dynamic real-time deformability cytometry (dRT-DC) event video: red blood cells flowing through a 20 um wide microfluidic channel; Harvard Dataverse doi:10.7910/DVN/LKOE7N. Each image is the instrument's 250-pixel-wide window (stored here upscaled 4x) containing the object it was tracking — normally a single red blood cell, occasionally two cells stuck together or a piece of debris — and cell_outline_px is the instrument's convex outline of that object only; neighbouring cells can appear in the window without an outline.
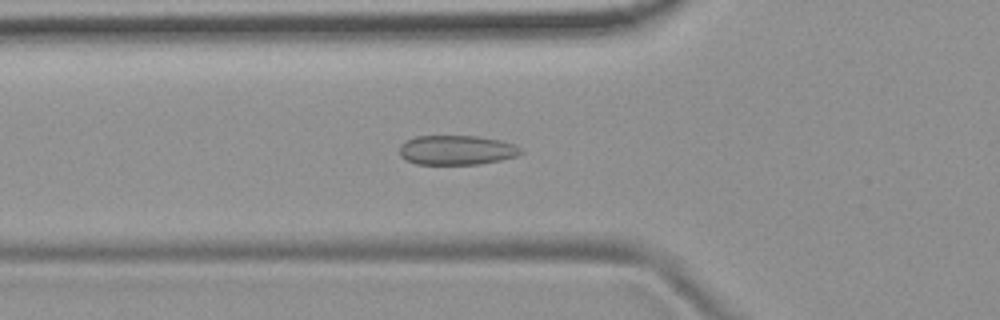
{"species": "common noctule bat (a hibernating species)", "species_latin": "Nyctalus noctula", "temperature_condition": "room temperature", "stored_images_in_passage": 52, "camera_frame_rate_fps": 3000, "um_per_image_px": 0.085, "animal": {"sex": "female", "body_mass_g": 19.9}, "frame": {"image": 1, "passage_image": 17, "time_ms": 5.333, "image_size_px": [1000, 320], "cell_outline_px": [[524, 152], [516, 156], [500, 160], [480, 164], [416, 164], [404, 160], [400, 156], [400, 144], [416, 136], [476, 136], [500, 140], [516, 144]], "centroid_in_image_um": [38.81, 12.76], "position_along_channel_um": 87.0, "area_um2": 20.98}}
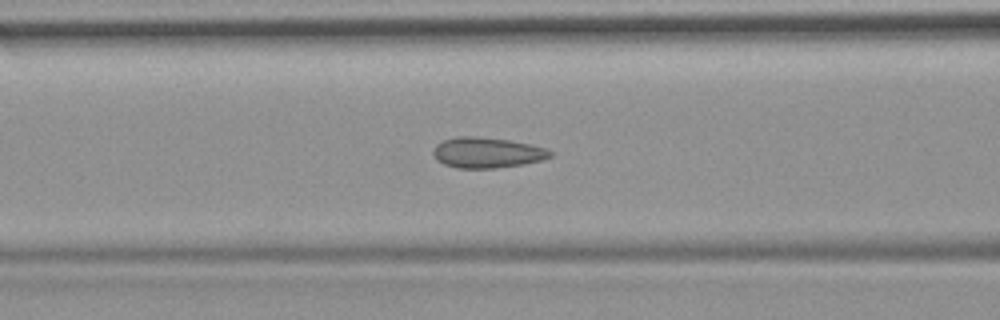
{"frame": {"image": 2, "passage_image": 20, "time_ms": 6.333, "image_size_px": [1000, 320], "cell_outline_px": [[556, 152], [552, 156], [544, 160], [524, 164], [496, 168], [456, 168], [444, 164], [436, 160], [432, 152], [432, 148], [436, 144], [444, 140], [460, 136], [472, 136], [508, 140], [528, 144], [544, 148]], "centroid_in_image_um": [41.4, 12.98], "position_along_channel_um": 125.2, "area_um2": 20.92}}
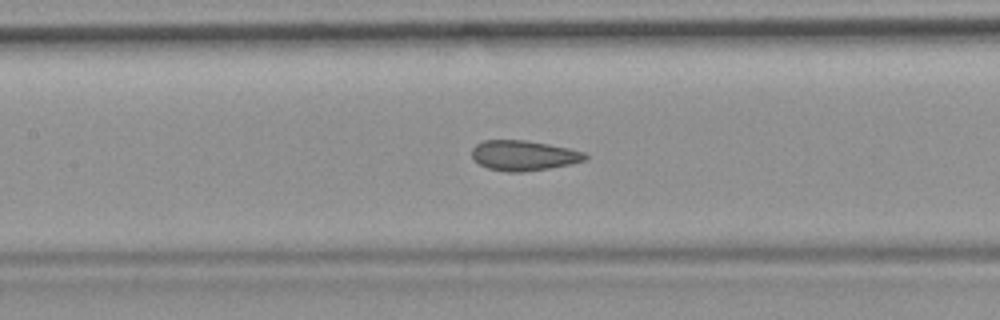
{"frame": {"image": 3, "passage_image": 23, "time_ms": 7.333, "image_size_px": [1000, 320], "cell_outline_px": [[588, 156], [584, 160], [572, 164], [548, 168], [520, 172], [508, 172], [488, 168], [480, 164], [472, 156], [472, 148], [476, 144], [484, 140], [524, 140], [548, 144], [568, 148], [584, 152]], "centroid_in_image_um": [44.51, 13.21], "position_along_channel_um": 162.9, "area_um2": 19.71}, "authors_computed_cell_mechanics": {"area_um2": 20.7791, "velocity_mm_per_s": 3.7667, "shape_relaxation_time_tau1_ms": null, "shape_relaxation_time_tau2_ms": 1.6363, "deformation_change_tau1": null, "deformation_change_tau2": 0.0715}}